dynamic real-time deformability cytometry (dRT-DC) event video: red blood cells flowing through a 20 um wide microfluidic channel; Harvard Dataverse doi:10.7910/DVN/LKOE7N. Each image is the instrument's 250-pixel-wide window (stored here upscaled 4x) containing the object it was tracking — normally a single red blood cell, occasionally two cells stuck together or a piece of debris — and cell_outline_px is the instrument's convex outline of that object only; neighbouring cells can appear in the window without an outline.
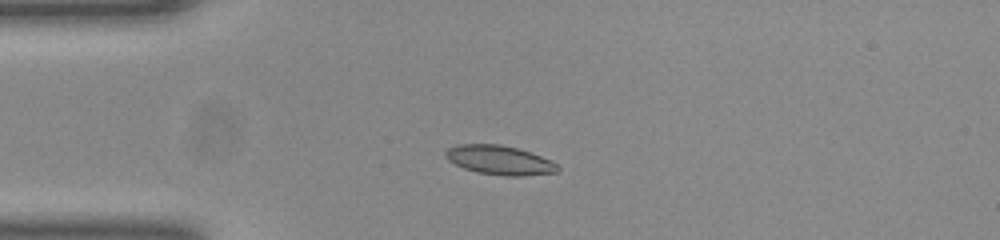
{"species": "common noctule bat (a hibernating species)", "species_latin": "Nyctalus noctula", "temperature_condition": "room temperature", "stored_images_in_passage": 29, "camera_frame_rate_fps": 3000, "um_per_image_px": 0.085, "animal": {"sex": "female", "body_mass_g": 23.0, "forearm_length_mm": 53.4}, "frame": {"image": 1, "passage_image": 9, "time_ms": 2.667, "image_size_px": [1000, 240], "cell_outline_px": [[560, 168], [556, 172], [524, 176], [504, 176], [476, 172], [464, 168], [448, 160], [444, 156], [444, 152], [448, 148], [456, 144], [500, 144], [532, 152], [552, 160]], "centroid_in_image_um": [42.46, 13.61], "position_along_channel_um": 42.5, "area_um2": 19.25}}
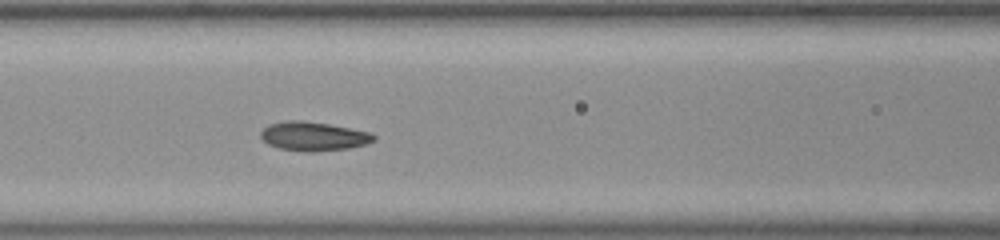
{"frame": {"image": 2, "passage_image": 18, "time_ms": 5.667, "image_size_px": [1000, 240], "cell_outline_px": [[376, 140], [368, 144], [348, 148], [312, 152], [308, 152], [280, 148], [268, 144], [260, 136], [260, 132], [268, 124], [288, 120], [300, 120], [328, 124], [372, 132], [376, 136]], "centroid_in_image_um": [26.68, 11.58], "position_along_channel_um": 139.9, "area_um2": 19.13}}
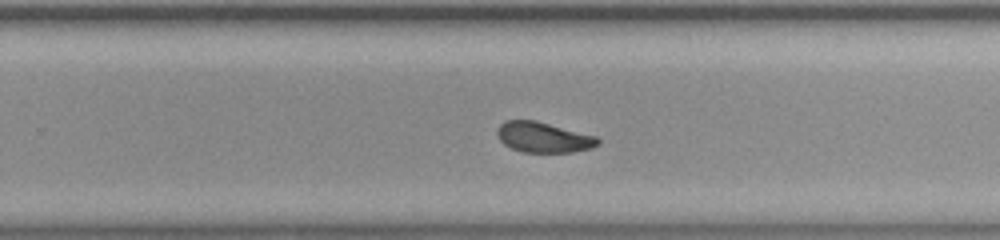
{"frame": {"image": 3, "passage_image": 29, "time_ms": 9.333, "image_size_px": [1000, 240], "cell_outline_px": [[600, 144], [592, 148], [572, 152], [524, 152], [512, 148], [504, 144], [500, 140], [496, 132], [496, 128], [504, 120], [536, 120], [596, 136], [600, 140]], "centroid_in_image_um": [46.19, 11.66], "position_along_channel_um": 283.6, "area_um2": 17.92}}